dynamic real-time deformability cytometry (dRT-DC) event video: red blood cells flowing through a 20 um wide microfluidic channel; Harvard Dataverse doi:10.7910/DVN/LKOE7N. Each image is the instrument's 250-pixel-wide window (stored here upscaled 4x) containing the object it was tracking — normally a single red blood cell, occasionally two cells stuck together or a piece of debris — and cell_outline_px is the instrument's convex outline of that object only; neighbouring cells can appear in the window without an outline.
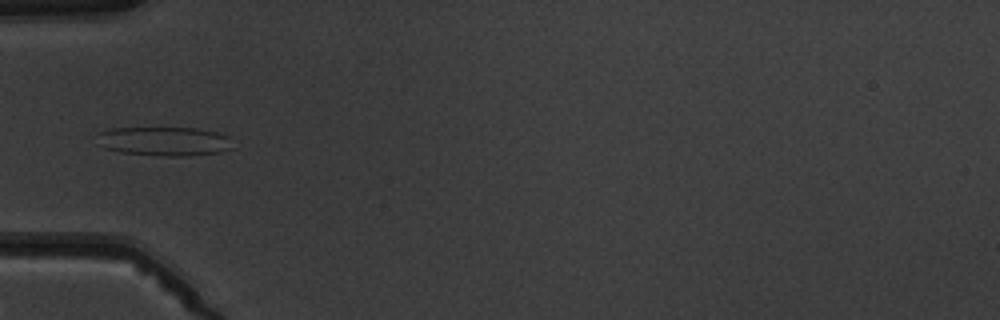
{"species": "common noctule bat (a hibernating species)", "species_latin": "Nyctalus noctula", "temperature_condition": "warm", "stored_images_in_passage": 7, "camera_frame_rate_fps": 3000, "um_per_image_px": 0.085, "animal": {"sex": "male", "body_mass_g": 19.5, "forearm_length_mm": 54.6}, "frame": {"image": 1, "passage_image": 4, "time_ms": 5.0, "image_size_px": [1000, 320], "cell_outline_px": [[232, 148], [220, 152], [188, 156], [164, 156], [120, 152], [104, 148], [96, 144], [100, 132], [112, 128], [196, 128], [216, 132], [228, 136]], "centroid_in_image_um": [13.93, 12.01], "position_along_channel_um": 71.1, "area_um2": 22.95}}
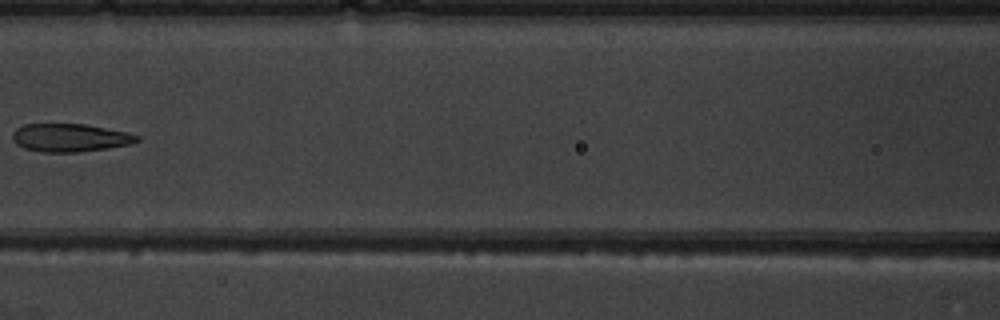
{"frame": {"image": 2, "passage_image": 6, "time_ms": 7.333, "image_size_px": [1000, 320], "cell_outline_px": [[140, 140], [128, 144], [108, 148], [76, 152], [44, 152], [24, 148], [16, 144], [12, 140], [12, 132], [16, 128], [24, 124], [84, 124], [128, 132], [140, 136]], "centroid_in_image_um": [5.93, 11.7], "position_along_channel_um": 160.7, "area_um2": 20.35}}
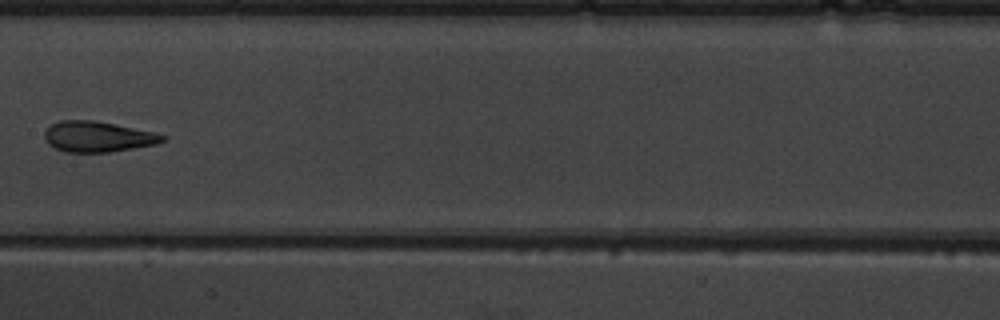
{"frame": {"image": 3, "passage_image": 7, "time_ms": 8.333, "image_size_px": [1000, 320], "cell_outline_px": [[164, 140], [156, 144], [108, 152], [64, 152], [48, 144], [44, 140], [44, 132], [52, 124], [60, 120], [92, 120], [152, 132], [164, 136]], "centroid_in_image_um": [8.23, 11.62], "position_along_channel_um": 199.2, "area_um2": 20.63}}